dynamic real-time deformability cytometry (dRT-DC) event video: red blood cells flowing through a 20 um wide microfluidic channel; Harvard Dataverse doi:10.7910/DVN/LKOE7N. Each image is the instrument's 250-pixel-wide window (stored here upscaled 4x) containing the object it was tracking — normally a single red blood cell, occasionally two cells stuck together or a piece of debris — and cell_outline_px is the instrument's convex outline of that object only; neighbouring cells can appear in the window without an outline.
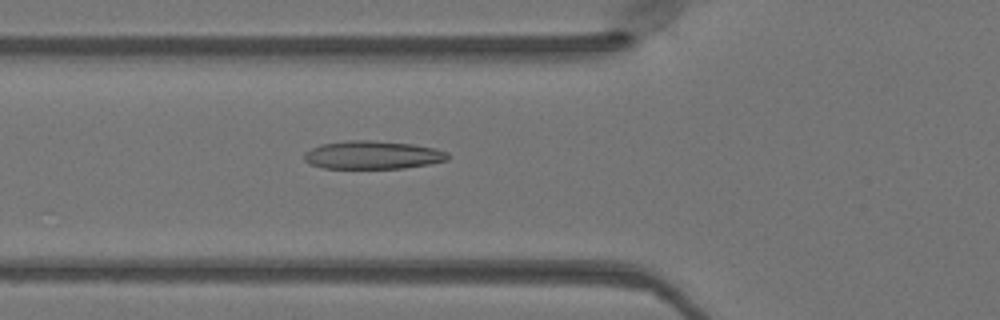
{"species": "Egyptian fruit bat (a non-hibernating species)", "species_latin": "Rousettus aegyptiacus", "temperature_condition": "warm", "stored_images_in_passage": 46, "camera_frame_rate_fps": 3000, "um_per_image_px": 0.085, "animal": {"sex": "female"}, "frame": {"image": 1, "passage_image": 15, "time_ms": 4.667, "image_size_px": [1000, 320], "cell_outline_px": [[448, 160], [428, 164], [404, 168], [324, 168], [308, 164], [304, 160], [304, 152], [320, 144], [344, 140], [372, 140], [412, 144], [436, 148], [448, 152]], "centroid_in_image_um": [31.64, 13.17], "position_along_channel_um": 94.2, "area_um2": 23.76}}
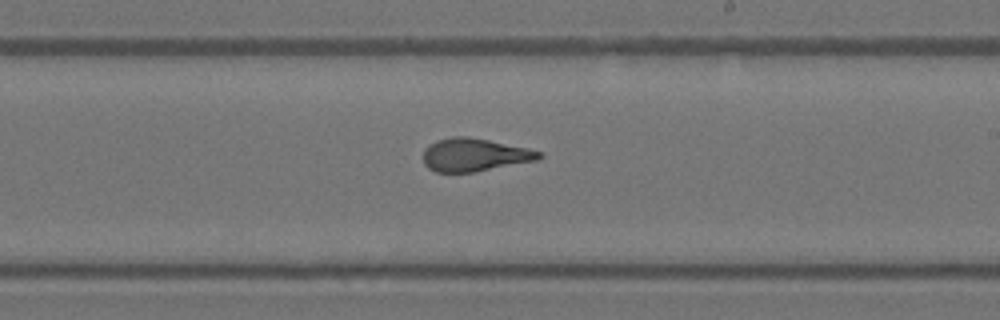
{"frame": {"image": 2, "passage_image": 26, "time_ms": 8.333, "image_size_px": [1000, 320], "cell_outline_px": [[544, 156], [540, 160], [472, 172], [436, 172], [428, 168], [424, 164], [424, 148], [428, 144], [436, 140], [452, 136], [464, 136], [488, 140], [528, 148], [544, 152]], "centroid_in_image_um": [40.35, 13.16], "position_along_channel_um": 248.6, "area_um2": 22.43}}
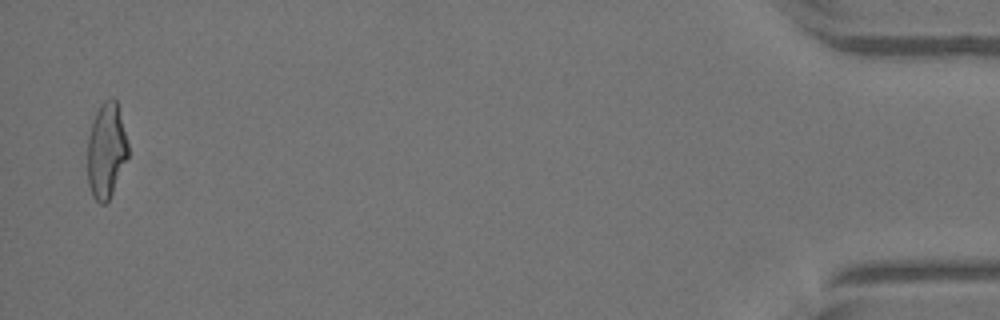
{"frame": {"image": 3, "passage_image": 45, "time_ms": 14.667, "image_size_px": [1000, 320], "cell_outline_px": [[128, 156], [112, 192], [108, 200], [104, 204], [100, 204], [92, 196], [88, 184], [88, 136], [96, 112], [100, 104], [104, 100], [112, 96], [116, 100], [128, 144]], "centroid_in_image_um": [9.02, 12.78], "position_along_channel_um": 426.2, "area_um2": 22.25}}